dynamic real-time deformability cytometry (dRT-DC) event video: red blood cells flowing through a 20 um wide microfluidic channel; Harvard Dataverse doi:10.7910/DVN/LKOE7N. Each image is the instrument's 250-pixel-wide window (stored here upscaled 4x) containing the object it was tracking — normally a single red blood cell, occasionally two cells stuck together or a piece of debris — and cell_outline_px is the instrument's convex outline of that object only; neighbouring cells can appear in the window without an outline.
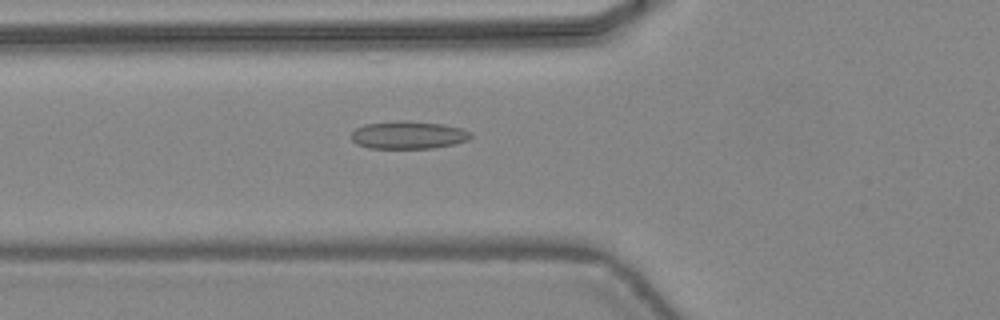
{"species": "common noctule bat (a hibernating species)", "species_latin": "Nyctalus noctula", "temperature_condition": "warm", "stored_images_in_passage": 47, "camera_frame_rate_fps": 3000, "um_per_image_px": 0.085, "animal": {"sex": "female", "body_mass_g": 24.6, "forearm_length_mm": 56.2}, "frame": {"image": 1, "passage_image": 18, "time_ms": 5.667, "image_size_px": [1000, 320], "cell_outline_px": [[472, 136], [468, 140], [452, 144], [432, 148], [368, 148], [356, 144], [352, 140], [352, 132], [356, 128], [364, 124], [408, 120], [444, 124], [460, 128], [472, 132]], "centroid_in_image_um": [34.71, 11.47], "position_along_channel_um": 91.1, "area_um2": 19.31}}
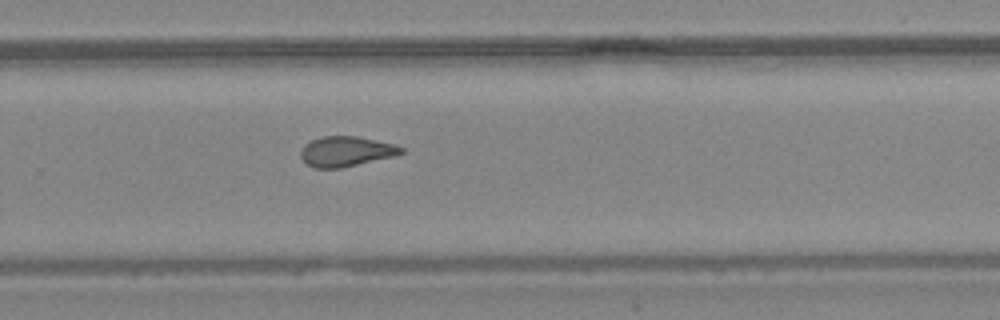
{"frame": {"image": 2, "passage_image": 32, "time_ms": 10.333, "image_size_px": [1000, 320], "cell_outline_px": [[404, 152], [396, 156], [340, 168], [312, 168], [300, 156], [300, 152], [304, 144], [312, 140], [324, 136], [356, 136], [396, 144], [404, 148]], "centroid_in_image_um": [29.44, 12.87], "position_along_channel_um": 300.4, "area_um2": 17.69}}
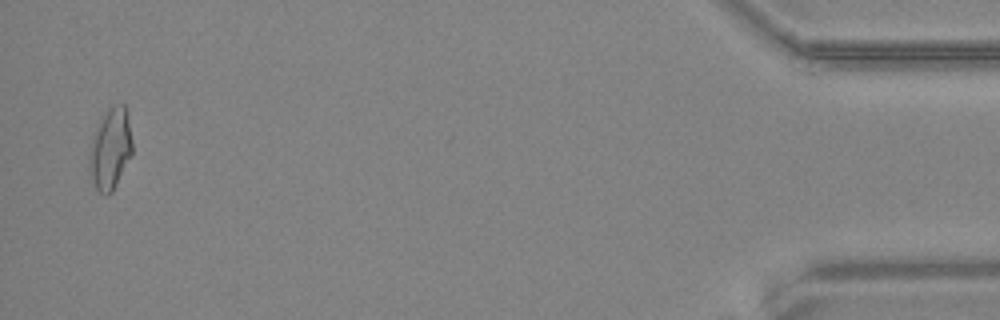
{"frame": {"image": 3, "passage_image": 46, "time_ms": 15.0, "image_size_px": [1000, 320], "cell_outline_px": [[132, 152], [112, 192], [108, 196], [104, 196], [96, 188], [88, 168], [88, 156], [92, 136], [96, 124], [112, 104], [124, 104], [128, 112], [132, 140]], "centroid_in_image_um": [9.36, 12.62], "position_along_channel_um": 425.8, "area_um2": 20.58}, "authors_computed_cell_mechanics": {"area_um2": 18.6694, "velocity_mm_per_s": 4.4731, "shape_relaxation_time_tau1_ms": null, "shape_relaxation_time_tau2_ms": 1.714, "deformation_change_tau1": null, "deformation_change_tau2": 0.0849}}